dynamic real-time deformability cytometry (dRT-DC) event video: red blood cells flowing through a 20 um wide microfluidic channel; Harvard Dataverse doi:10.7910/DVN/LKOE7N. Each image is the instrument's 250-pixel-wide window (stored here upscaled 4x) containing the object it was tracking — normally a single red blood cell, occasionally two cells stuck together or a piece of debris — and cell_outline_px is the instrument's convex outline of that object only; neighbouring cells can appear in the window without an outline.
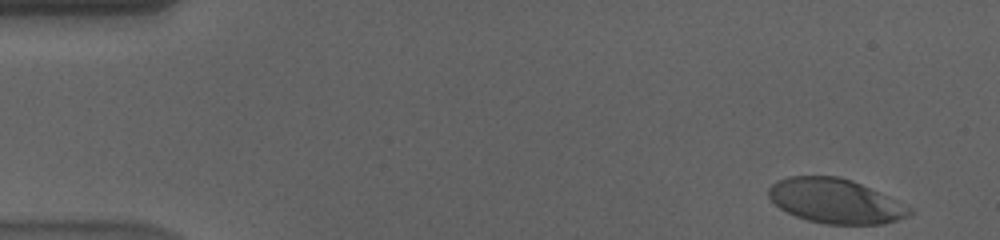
{"species": "human", "species_latin": "Homo sapiens", "temperature_condition": "cold", "stored_images_in_passage": 55, "camera_frame_rate_fps": 3000, "um_per_image_px": 0.085, "donor": {"sex": "male"}, "frame": {"image": 1, "passage_image": 1, "time_ms": 0.0, "image_size_px": [1000, 240], "cell_outline_px": [[912, 212], [908, 216], [884, 224], [828, 224], [808, 220], [796, 216], [780, 208], [768, 196], [768, 188], [776, 180], [788, 176], [840, 176], [852, 180], [888, 196], [912, 208]], "centroid_in_image_um": [70.99, 17.08], "position_along_channel_um": 14.0, "area_um2": 36.41}}
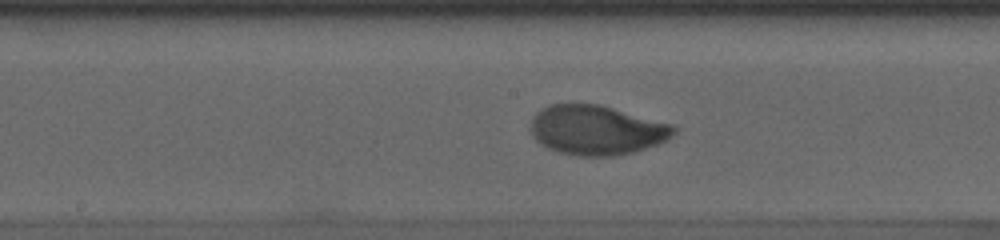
{"frame": {"image": 2, "passage_image": 27, "time_ms": 8.667, "image_size_px": [1000, 240], "cell_outline_px": [[676, 132], [672, 136], [656, 144], [632, 152], [612, 156], [576, 156], [560, 152], [548, 148], [540, 144], [532, 136], [532, 116], [536, 112], [548, 104], [600, 104], [672, 124], [676, 128]], "centroid_in_image_um": [50.68, 11.05], "position_along_channel_um": 197.5, "area_um2": 41.21}}
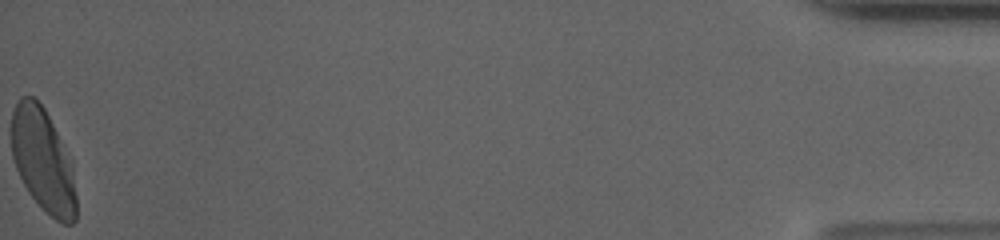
{"frame": {"image": 3, "passage_image": 55, "time_ms": 18.0, "image_size_px": [1000, 240], "cell_outline_px": [[76, 220], [72, 224], [64, 224], [56, 220], [28, 192], [16, 168], [12, 156], [12, 112], [20, 96], [32, 96], [44, 108], [56, 132], [72, 172], [76, 196]], "centroid_in_image_um": [3.62, 13.64], "position_along_channel_um": 431.6, "area_um2": 37.69}, "authors_computed_cell_mechanics": {"area_um2": 39.882, "velocity_mm_per_s": 3.558, "shape_relaxation_time_tau1_ms": 3.2508, "shape_relaxation_time_tau2_ms": null, "deformation_change_tau1": 0.1667, "deformation_change_tau2": null}}